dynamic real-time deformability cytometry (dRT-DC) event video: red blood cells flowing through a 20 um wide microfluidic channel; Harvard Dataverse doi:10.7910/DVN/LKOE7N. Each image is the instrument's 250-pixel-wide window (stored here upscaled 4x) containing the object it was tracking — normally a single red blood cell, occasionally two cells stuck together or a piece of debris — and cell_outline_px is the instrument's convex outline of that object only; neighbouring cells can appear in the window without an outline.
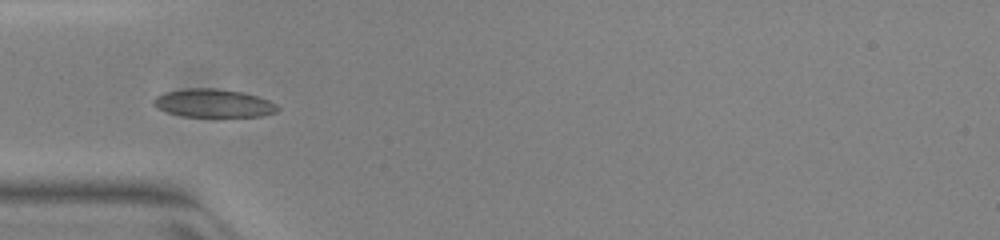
{"species": "common noctule bat (a hibernating species)", "species_latin": "Nyctalus noctula", "temperature_condition": "warm", "stored_images_in_passage": 36, "camera_frame_rate_fps": 3000, "um_per_image_px": 0.085, "animal": {"sex": "female", "body_mass_g": 23.0, "forearm_length_mm": 53.4}, "frame": {"image": 1, "passage_image": 1, "time_ms": 0.0, "image_size_px": [1000, 240], "cell_outline_px": [[280, 108], [276, 112], [260, 116], [184, 116], [168, 112], [156, 108], [152, 104], [152, 100], [156, 96], [164, 92], [184, 88], [216, 88], [244, 92], [268, 100], [276, 104]], "centroid_in_image_um": [18.11, 8.76], "position_along_channel_um": 66.9, "area_um2": 20.4}}
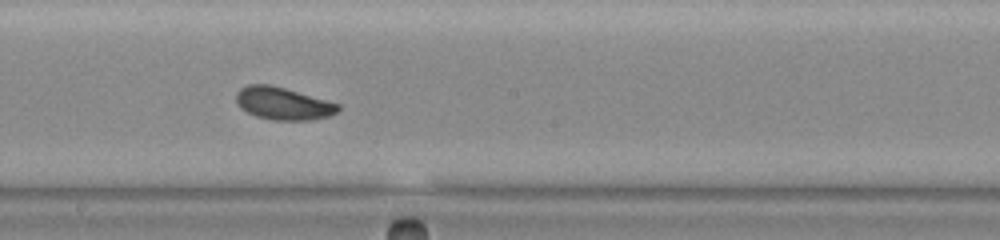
{"frame": {"image": 2, "passage_image": 13, "time_ms": 4.0, "image_size_px": [1000, 240], "cell_outline_px": [[340, 108], [336, 112], [328, 116], [312, 120], [272, 120], [256, 116], [240, 108], [236, 100], [236, 92], [240, 88], [248, 84], [268, 84], [284, 88], [340, 104]], "centroid_in_image_um": [24.03, 8.8], "position_along_channel_um": 224.2, "area_um2": 19.19}}
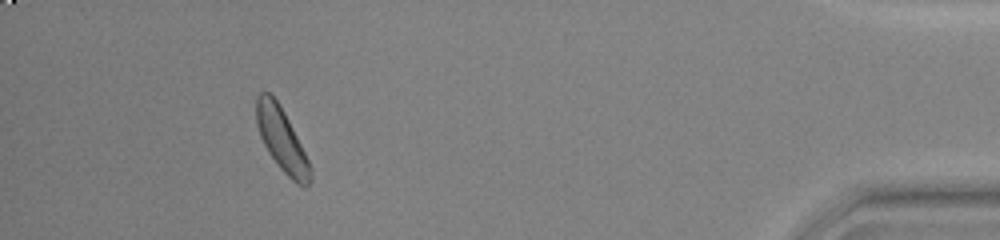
{"frame": {"image": 3, "passage_image": 32, "time_ms": 10.333, "image_size_px": [1000, 240], "cell_outline_px": [[312, 180], [304, 188], [296, 184], [280, 168], [268, 152], [260, 136], [256, 124], [256, 96], [260, 92], [268, 92], [280, 104], [312, 168]], "centroid_in_image_um": [23.94, 11.9], "position_along_channel_um": 411.3, "area_um2": 19.71}, "authors_computed_cell_mechanics": {"area_um2": 19.4786, "velocity_mm_per_s": 3.9384, "shape_relaxation_time_tau1_ms": 6.7732, "shape_relaxation_time_tau2_ms": null, "deformation_change_tau1": 0.1806, "deformation_change_tau2": null}}